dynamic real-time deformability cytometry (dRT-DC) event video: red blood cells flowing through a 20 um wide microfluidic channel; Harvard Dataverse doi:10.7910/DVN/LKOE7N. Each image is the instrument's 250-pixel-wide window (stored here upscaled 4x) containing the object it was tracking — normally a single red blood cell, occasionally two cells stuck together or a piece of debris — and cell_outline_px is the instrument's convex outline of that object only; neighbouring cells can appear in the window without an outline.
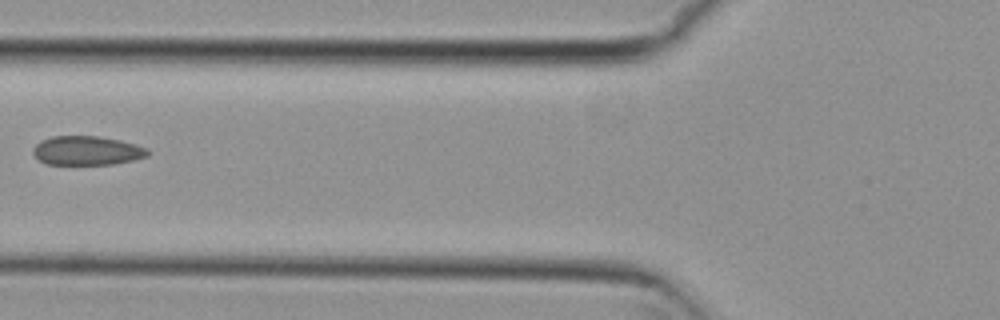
{"species": "common noctule bat (a hibernating species)", "species_latin": "Nyctalus noctula", "temperature_condition": "cold", "stored_images_in_passage": 7, "camera_frame_rate_fps": 3000, "um_per_image_px": 0.085, "animal": {"sex": "female", "body_mass_g": 29.2, "forearm_length_mm": 56.3}, "frame": {"image": 1, "passage_image": 4, "time_ms": 1.0, "image_size_px": [1000, 320], "cell_outline_px": [[148, 156], [132, 160], [112, 164], [48, 164], [40, 160], [32, 152], [32, 148], [40, 140], [52, 136], [100, 136], [120, 140], [136, 144], [148, 148]], "centroid_in_image_um": [7.38, 12.79], "position_along_channel_um": 118.4, "area_um2": 19.42}}
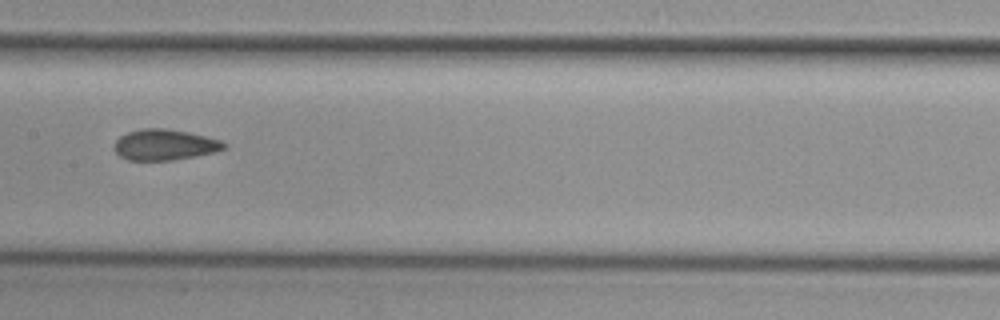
{"frame": {"image": 2, "passage_image": 6, "time_ms": 1.667, "image_size_px": [1000, 320], "cell_outline_px": [[228, 148], [212, 152], [172, 160], [128, 160], [120, 156], [112, 148], [112, 144], [120, 136], [128, 132], [140, 128], [168, 128], [188, 132], [220, 140], [228, 144]], "centroid_in_image_um": [13.95, 12.29], "position_along_channel_um": 193.4, "area_um2": 19.77}}
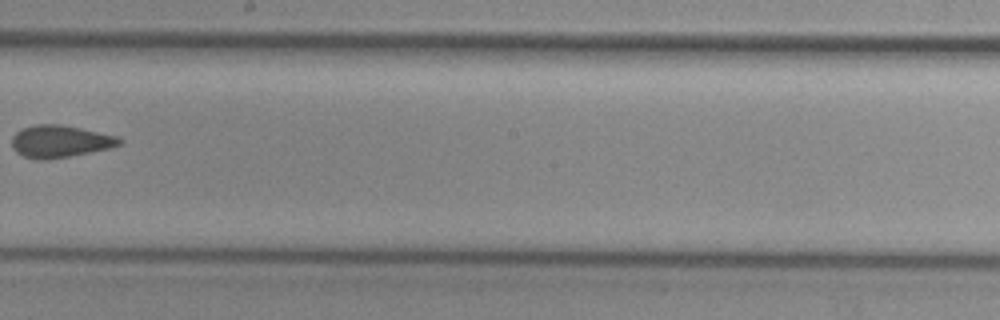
{"frame": {"image": 3, "passage_image": 7, "time_ms": 2.0, "image_size_px": [1000, 320], "cell_outline_px": [[124, 140], [120, 144], [108, 148], [68, 156], [44, 160], [36, 160], [24, 156], [16, 152], [12, 148], [12, 136], [16, 132], [24, 128], [36, 124], [60, 124], [80, 128], [116, 136]], "centroid_in_image_um": [5.06, 12.01], "position_along_channel_um": 243.1, "area_um2": 19.94}}